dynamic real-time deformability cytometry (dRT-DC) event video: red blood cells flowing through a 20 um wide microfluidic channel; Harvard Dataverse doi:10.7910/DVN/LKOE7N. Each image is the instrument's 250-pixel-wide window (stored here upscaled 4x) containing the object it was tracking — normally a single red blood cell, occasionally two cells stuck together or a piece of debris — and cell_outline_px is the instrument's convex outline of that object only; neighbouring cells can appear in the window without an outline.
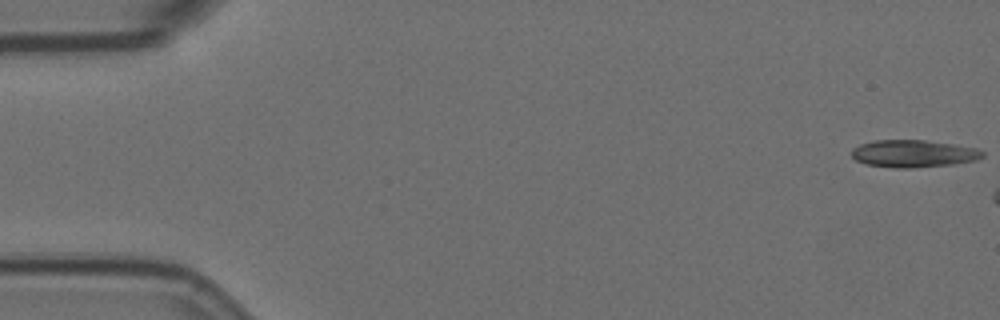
{"species": "Egyptian fruit bat (a non-hibernating species)", "species_latin": "Rousettus aegyptiacus", "temperature_condition": "room temperature", "stored_images_in_passage": 5, "camera_frame_rate_fps": 3000, "um_per_image_px": 0.085, "animal": {"sex": "female"}, "frame": {"image": 1, "passage_image": 1, "time_ms": 0.0, "image_size_px": [1000, 320], "cell_outline_px": [[984, 156], [976, 160], [952, 164], [912, 168], [896, 168], [868, 164], [856, 160], [852, 156], [852, 148], [860, 144], [872, 140], [924, 140], [952, 144], [976, 148], [984, 152]], "centroid_in_image_um": [77.63, 13.05], "position_along_channel_um": 7.4, "area_um2": 20.75}}